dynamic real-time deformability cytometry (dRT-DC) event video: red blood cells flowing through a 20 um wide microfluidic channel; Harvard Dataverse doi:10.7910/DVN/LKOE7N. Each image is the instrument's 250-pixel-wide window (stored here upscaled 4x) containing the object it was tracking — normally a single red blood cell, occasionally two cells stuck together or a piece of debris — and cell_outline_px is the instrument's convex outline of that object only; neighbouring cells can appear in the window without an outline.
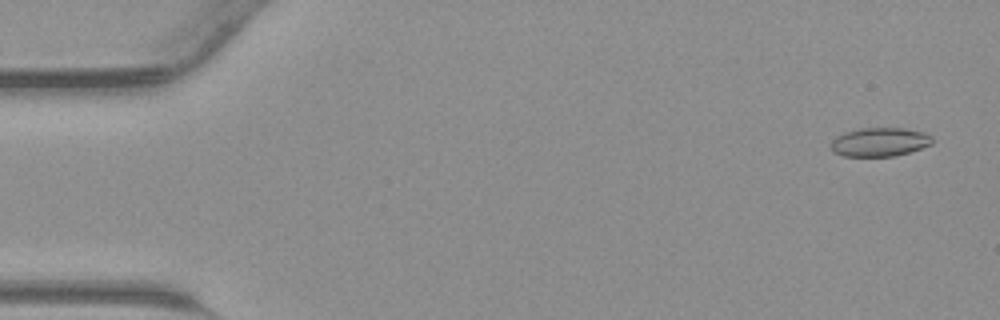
{"species": "common noctule bat (a hibernating species)", "species_latin": "Nyctalus noctula", "temperature_condition": "warm", "stored_images_in_passage": 44, "camera_frame_rate_fps": 3000, "um_per_image_px": 0.085, "animal": {"sex": "male", "body_mass_g": 23.1, "forearm_length_mm": 52.7}, "frame": {"image": 1, "passage_image": 2, "time_ms": 0.333, "image_size_px": [1000, 320], "cell_outline_px": [[932, 144], [896, 156], [844, 156], [832, 152], [832, 140], [836, 136], [844, 132], [860, 128], [904, 128], [924, 132], [932, 136]], "centroid_in_image_um": [74.76, 12.06], "position_along_channel_um": 10.2, "area_um2": 16.99}}
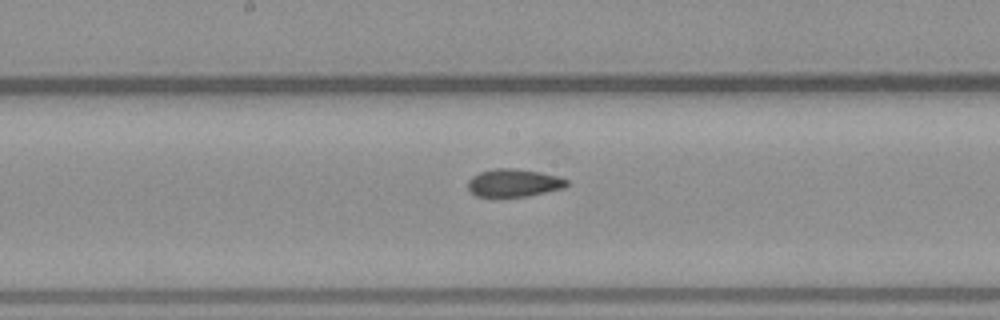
{"frame": {"image": 2, "passage_image": 23, "time_ms": 7.333, "image_size_px": [1000, 320], "cell_outline_px": [[568, 184], [564, 188], [528, 196], [476, 196], [468, 188], [468, 180], [472, 176], [480, 172], [496, 168], [516, 168], [540, 172], [556, 176], [568, 180]], "centroid_in_image_um": [43.67, 15.53], "position_along_channel_um": 204.5, "area_um2": 15.9}}
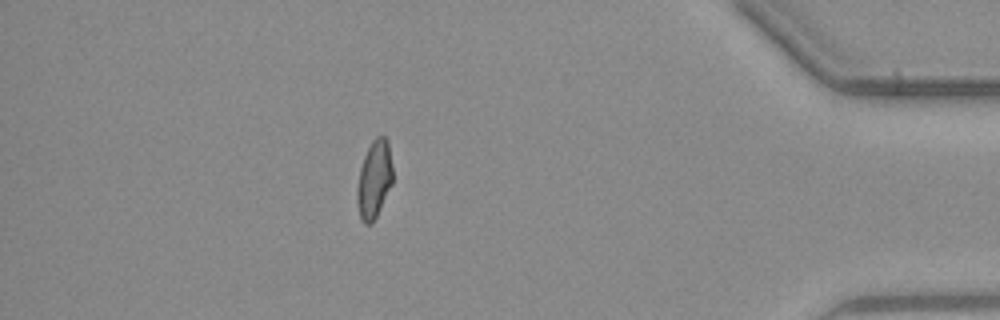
{"frame": {"image": 3, "passage_image": 39, "time_ms": 12.667, "image_size_px": [1000, 320], "cell_outline_px": [[392, 184], [372, 224], [364, 224], [360, 220], [356, 200], [356, 188], [360, 168], [364, 156], [372, 140], [376, 136], [384, 136], [388, 140], [392, 168]], "centroid_in_image_um": [31.78, 15.26], "position_along_channel_um": 403.4, "area_um2": 16.24}}